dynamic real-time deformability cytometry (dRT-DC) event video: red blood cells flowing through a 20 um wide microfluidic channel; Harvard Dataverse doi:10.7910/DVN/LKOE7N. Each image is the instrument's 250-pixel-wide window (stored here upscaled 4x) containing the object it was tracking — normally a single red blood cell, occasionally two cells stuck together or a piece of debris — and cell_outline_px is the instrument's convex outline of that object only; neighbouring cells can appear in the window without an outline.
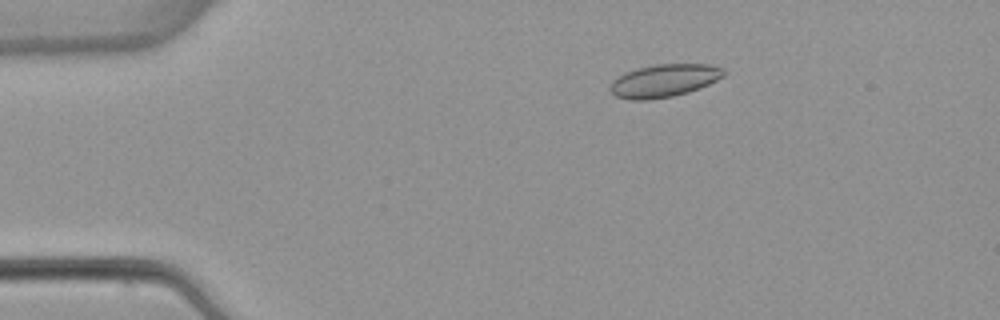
{"species": "common noctule bat (a hibernating species)", "species_latin": "Nyctalus noctula", "temperature_condition": "warm", "stored_images_in_passage": 6, "camera_frame_rate_fps": 3000, "um_per_image_px": 0.085, "animal": {"sex": "female", "body_mass_g": 22.7, "forearm_length_mm": 54.2}, "frame": {"image": 1, "passage_image": 3, "time_ms": 2.333, "image_size_px": [1000, 320], "cell_outline_px": [[724, 76], [700, 88], [688, 92], [672, 96], [648, 100], [632, 100], [616, 96], [608, 88], [612, 80], [624, 72], [636, 68], [656, 64], [708, 64], [724, 68]], "centroid_in_image_um": [56.42, 6.85], "position_along_channel_um": 28.6, "area_um2": 21.79}}
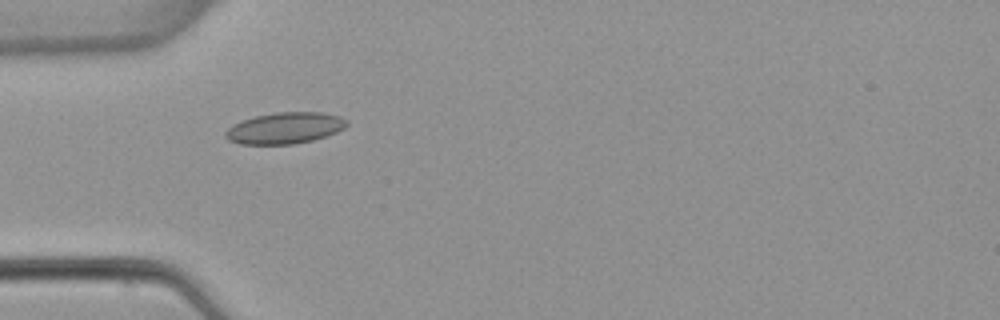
{"frame": {"image": 2, "passage_image": 5, "time_ms": 4.667, "image_size_px": [1000, 320], "cell_outline_px": [[348, 124], [344, 128], [336, 132], [312, 140], [292, 144], [240, 144], [228, 140], [224, 136], [224, 132], [232, 124], [256, 116], [276, 112], [320, 112], [340, 116], [348, 120]], "centroid_in_image_um": [24.2, 10.88], "position_along_channel_um": 60.8, "area_um2": 22.08}}
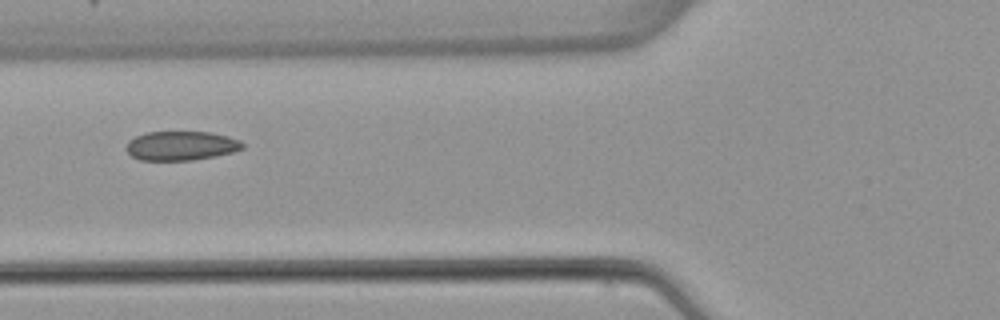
{"frame": {"image": 3, "passage_image": 6, "time_ms": 6.0, "image_size_px": [1000, 320], "cell_outline_px": [[244, 148], [232, 152], [216, 156], [192, 160], [140, 160], [132, 156], [124, 148], [128, 140], [136, 136], [148, 132], [212, 132], [228, 136], [240, 140], [244, 144]], "centroid_in_image_um": [15.39, 12.39], "position_along_channel_um": 110.4, "area_um2": 19.88}}